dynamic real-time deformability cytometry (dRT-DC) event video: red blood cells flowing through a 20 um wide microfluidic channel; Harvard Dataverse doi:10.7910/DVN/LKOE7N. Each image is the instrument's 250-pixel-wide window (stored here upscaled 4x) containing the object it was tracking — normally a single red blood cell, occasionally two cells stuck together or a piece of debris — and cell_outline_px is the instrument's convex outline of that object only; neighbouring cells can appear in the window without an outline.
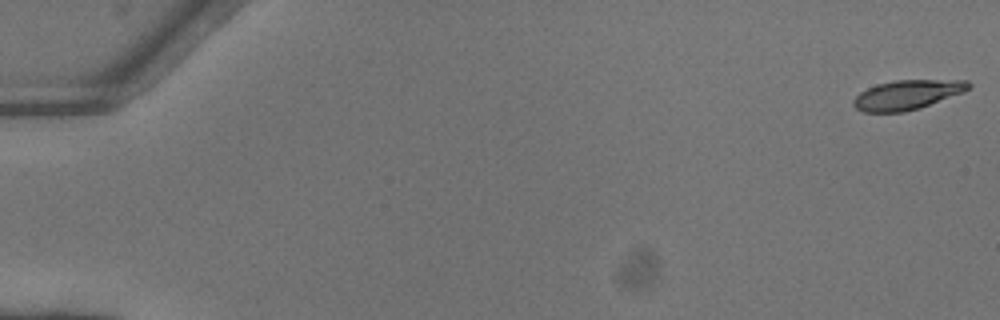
{"species": "common noctule bat (a hibernating species)", "species_latin": "Nyctalus noctula", "temperature_condition": "warm", "stored_images_in_passage": 52, "camera_frame_rate_fps": 3000, "um_per_image_px": 0.085, "animal": {"sex": "female"}, "frame": {"image": 1, "passage_image": 1, "time_ms": 0.0, "image_size_px": [1000, 320], "cell_outline_px": [[972, 84], [964, 92], [920, 108], [904, 112], [864, 112], [856, 108], [852, 104], [852, 100], [860, 92], [876, 84], [892, 80], [968, 80]], "centroid_in_image_um": [77.1, 8.05], "position_along_channel_um": 7.9, "area_um2": 19.88}}
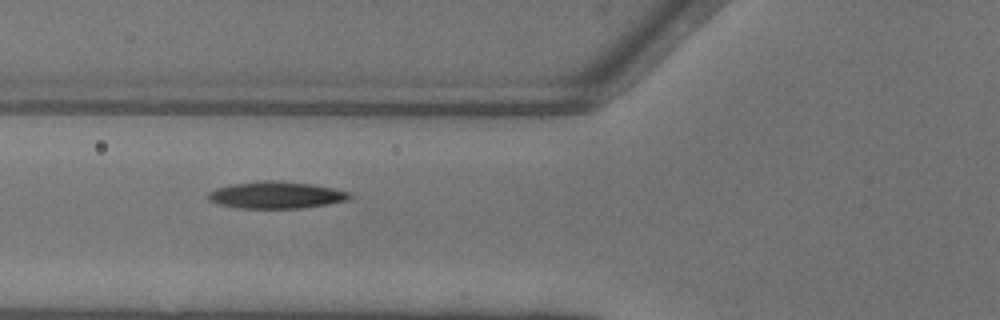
{"frame": {"image": 2, "passage_image": 21, "time_ms": 6.667, "image_size_px": [1000, 320], "cell_outline_px": [[352, 196], [348, 200], [328, 204], [300, 208], [240, 208], [220, 204], [208, 200], [208, 192], [216, 188], [236, 184], [268, 180], [272, 180], [312, 184], [332, 188], [348, 192]], "centroid_in_image_um": [23.49, 16.58], "position_along_channel_um": 102.3, "area_um2": 21.85}}
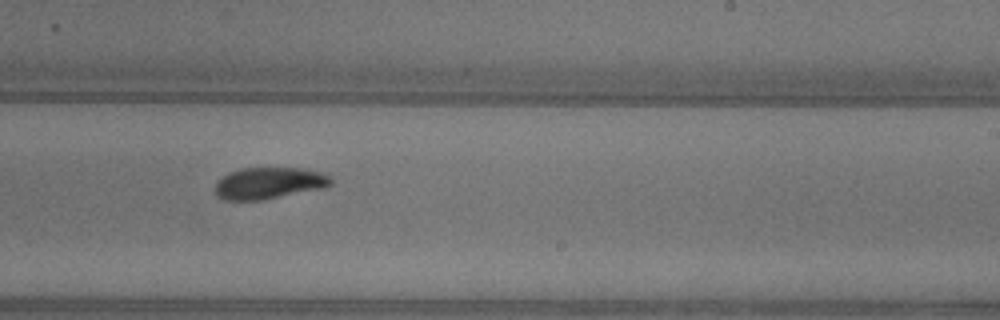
{"frame": {"image": 3, "passage_image": 33, "time_ms": 10.667, "image_size_px": [1000, 320], "cell_outline_px": [[332, 184], [324, 188], [260, 200], [224, 200], [216, 192], [216, 184], [228, 172], [240, 168], [304, 168], [320, 172], [328, 176], [332, 180]], "centroid_in_image_um": [22.89, 15.56], "position_along_channel_um": 266.1, "area_um2": 21.1}, "authors_computed_cell_mechanics": {"area_um2": 21.1259, "velocity_mm_per_s": 4.0946, "shape_relaxation_time_tau1_ms": 2.793, "shape_relaxation_time_tau2_ms": 2.1971, "deformation_change_tau1": 0.1523, "deformation_change_tau2": 0.0772}}